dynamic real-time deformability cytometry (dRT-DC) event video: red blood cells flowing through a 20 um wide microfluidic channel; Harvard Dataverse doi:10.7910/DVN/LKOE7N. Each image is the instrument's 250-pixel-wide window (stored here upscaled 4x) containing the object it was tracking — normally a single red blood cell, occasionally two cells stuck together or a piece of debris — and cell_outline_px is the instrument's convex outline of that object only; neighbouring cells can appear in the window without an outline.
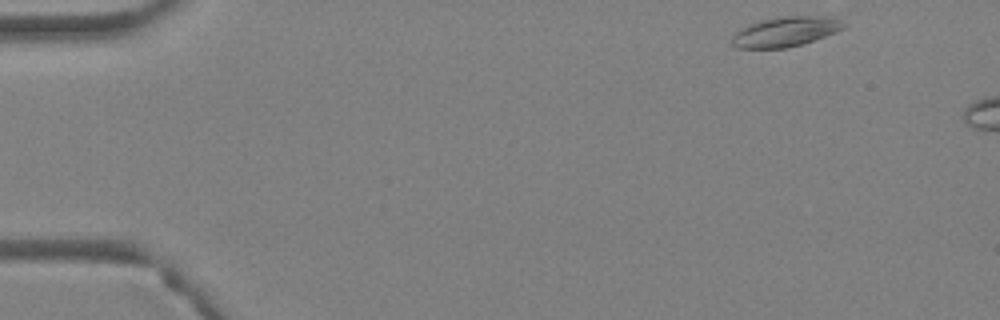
{"species": "Egyptian fruit bat (a non-hibernating species)", "species_latin": "Rousettus aegyptiacus", "temperature_condition": "warm", "stored_images_in_passage": 6, "camera_frame_rate_fps": 3000, "um_per_image_px": 0.085, "animal": {"sex": "female"}, "frame": {"image": 1, "passage_image": 1, "time_ms": 0.0, "image_size_px": [1000, 320], "cell_outline_px": [[844, 28], [836, 32], [800, 44], [784, 48], [736, 48], [732, 44], [732, 36], [740, 28], [764, 20], [788, 16], [832, 16], [840, 20], [844, 24]], "centroid_in_image_um": [66.76, 2.69], "position_along_channel_um": 18.2, "area_um2": 19.02}}